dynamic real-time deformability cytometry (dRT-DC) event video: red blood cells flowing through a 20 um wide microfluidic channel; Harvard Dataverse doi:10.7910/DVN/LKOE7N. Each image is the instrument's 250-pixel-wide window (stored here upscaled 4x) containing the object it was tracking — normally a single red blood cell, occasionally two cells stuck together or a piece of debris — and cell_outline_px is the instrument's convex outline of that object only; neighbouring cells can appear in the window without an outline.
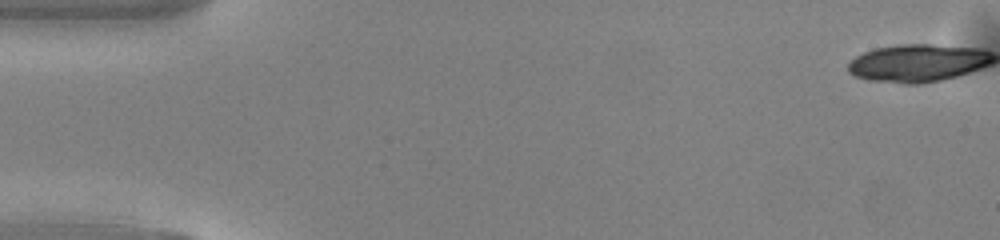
{"species": "common noctule bat (a hibernating species)", "species_latin": "Nyctalus noctula", "temperature_condition": "warm", "stored_images_in_passage": 4, "segment_of_instrument_passage": [1, 2], "camera_frame_rate_fps": 3000, "um_per_image_px": 0.085, "animal": {"sex": "male", "body_mass_g": 13.0, "forearm_length_mm": 53.1}, "frame": {"image": 1, "passage_image": 2, "time_ms": 0.333, "image_size_px": [1000, 240], "cell_outline_px": [[932, 48], [896, 76], [868, 76], [856, 72], [852, 68], [856, 64], [868, 56], [876, 52], [892, 48]], "centroid_in_image_um": [75.58, 5.24], "position_along_channel_um": 9.4, "area_um2": 10.06}}